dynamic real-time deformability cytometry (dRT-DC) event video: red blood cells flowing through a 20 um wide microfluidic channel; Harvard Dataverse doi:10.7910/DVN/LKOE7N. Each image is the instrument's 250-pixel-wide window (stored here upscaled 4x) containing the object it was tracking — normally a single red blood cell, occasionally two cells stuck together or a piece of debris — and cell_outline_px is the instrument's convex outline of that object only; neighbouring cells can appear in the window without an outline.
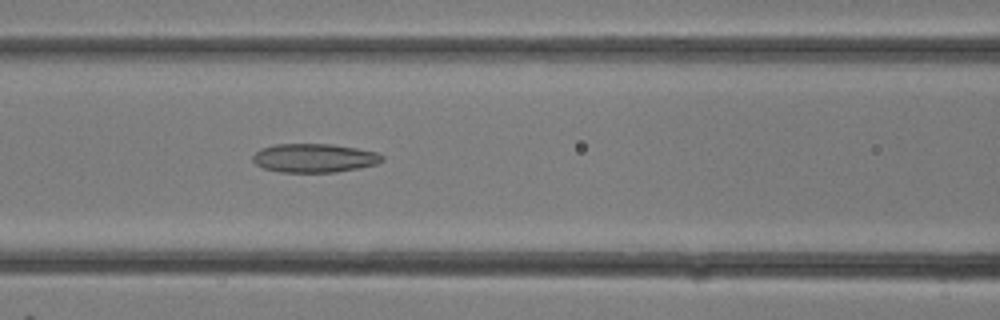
{"species": "common noctule bat (a hibernating species)", "species_latin": "Nyctalus noctula", "temperature_condition": "room temperature", "stored_images_in_passage": 6, "camera_frame_rate_fps": 3000, "um_per_image_px": 0.085, "animal": {"sex": "female"}, "frame": {"image": 1, "passage_image": 6, "time_ms": 1.667, "image_size_px": [1000, 320], "cell_outline_px": [[384, 160], [376, 164], [336, 172], [280, 172], [264, 168], [256, 164], [252, 160], [252, 156], [260, 148], [276, 144], [332, 144], [356, 148], [376, 152], [384, 156]], "centroid_in_image_um": [26.69, 13.43], "position_along_channel_um": 139.9, "area_um2": 21.62}}